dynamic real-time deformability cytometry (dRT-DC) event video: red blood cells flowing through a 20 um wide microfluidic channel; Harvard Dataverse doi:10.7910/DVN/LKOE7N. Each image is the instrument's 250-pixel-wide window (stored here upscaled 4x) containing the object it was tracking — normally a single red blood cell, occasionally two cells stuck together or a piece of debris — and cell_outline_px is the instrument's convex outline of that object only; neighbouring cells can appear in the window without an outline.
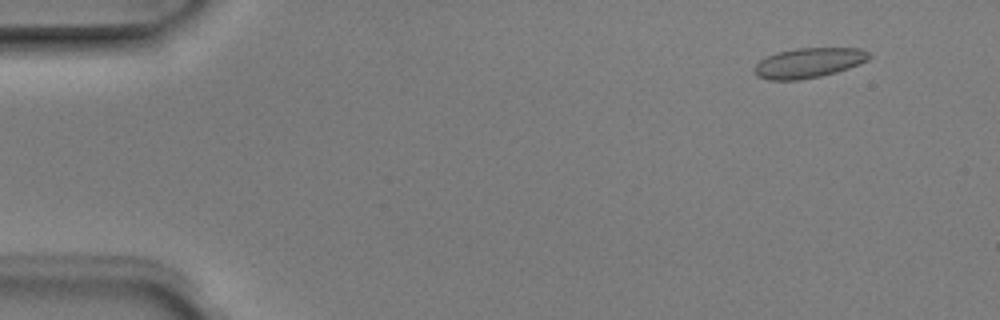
{"species": "Egyptian fruit bat (a non-hibernating species)", "species_latin": "Rousettus aegyptiacus", "temperature_condition": "room temperature", "stored_images_in_passage": 2, "camera_frame_rate_fps": 3000, "um_per_image_px": 0.085, "animal": {"sex": "male"}, "frame": {"image": 1, "passage_image": 2, "time_ms": 0.333, "image_size_px": [1000, 320], "cell_outline_px": [[872, 56], [868, 60], [848, 68], [836, 72], [820, 76], [800, 80], [768, 80], [756, 76], [752, 68], [760, 60], [768, 56], [780, 52], [796, 48], [860, 48], [868, 52]], "centroid_in_image_um": [68.72, 5.35], "position_along_channel_um": 16.3, "area_um2": 20.0}}